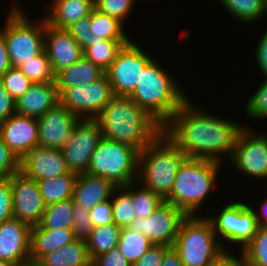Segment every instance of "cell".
Instances as JSON below:
<instances>
[{"instance_id":"1","label":"cell","mask_w":267,"mask_h":266,"mask_svg":"<svg viewBox=\"0 0 267 266\" xmlns=\"http://www.w3.org/2000/svg\"><path fill=\"white\" fill-rule=\"evenodd\" d=\"M238 122L201 111L188 99L162 127V132L187 158L222 163L221 156L231 158L235 140L242 128Z\"/></svg>"},{"instance_id":"2","label":"cell","mask_w":267,"mask_h":266,"mask_svg":"<svg viewBox=\"0 0 267 266\" xmlns=\"http://www.w3.org/2000/svg\"><path fill=\"white\" fill-rule=\"evenodd\" d=\"M102 137L144 150L162 127L128 96H114L95 118Z\"/></svg>"},{"instance_id":"3","label":"cell","mask_w":267,"mask_h":266,"mask_svg":"<svg viewBox=\"0 0 267 266\" xmlns=\"http://www.w3.org/2000/svg\"><path fill=\"white\" fill-rule=\"evenodd\" d=\"M158 63L153 59L145 67L128 97L163 127L189 97Z\"/></svg>"},{"instance_id":"4","label":"cell","mask_w":267,"mask_h":266,"mask_svg":"<svg viewBox=\"0 0 267 266\" xmlns=\"http://www.w3.org/2000/svg\"><path fill=\"white\" fill-rule=\"evenodd\" d=\"M186 158V154L161 132L139 152L137 179L143 187L164 200L170 194L178 169Z\"/></svg>"},{"instance_id":"5","label":"cell","mask_w":267,"mask_h":266,"mask_svg":"<svg viewBox=\"0 0 267 266\" xmlns=\"http://www.w3.org/2000/svg\"><path fill=\"white\" fill-rule=\"evenodd\" d=\"M220 165L211 160L186 158L164 201L180 208L188 216H197L201 204L214 188Z\"/></svg>"},{"instance_id":"6","label":"cell","mask_w":267,"mask_h":266,"mask_svg":"<svg viewBox=\"0 0 267 266\" xmlns=\"http://www.w3.org/2000/svg\"><path fill=\"white\" fill-rule=\"evenodd\" d=\"M207 217L188 216L181 224L173 248L183 266H208L226 250Z\"/></svg>"},{"instance_id":"7","label":"cell","mask_w":267,"mask_h":266,"mask_svg":"<svg viewBox=\"0 0 267 266\" xmlns=\"http://www.w3.org/2000/svg\"><path fill=\"white\" fill-rule=\"evenodd\" d=\"M12 6L0 32L5 37L11 66L19 67L45 50L46 20L39 19L36 24L35 21L29 20L19 5Z\"/></svg>"},{"instance_id":"8","label":"cell","mask_w":267,"mask_h":266,"mask_svg":"<svg viewBox=\"0 0 267 266\" xmlns=\"http://www.w3.org/2000/svg\"><path fill=\"white\" fill-rule=\"evenodd\" d=\"M138 156L134 147L102 137L92 154L87 174L110 180L116 187L127 186L137 179Z\"/></svg>"},{"instance_id":"9","label":"cell","mask_w":267,"mask_h":266,"mask_svg":"<svg viewBox=\"0 0 267 266\" xmlns=\"http://www.w3.org/2000/svg\"><path fill=\"white\" fill-rule=\"evenodd\" d=\"M217 215L207 219L211 222L218 240L224 238L225 242L227 240L231 244L239 243L242 250L252 240L259 227L255 209L244 202H231Z\"/></svg>"},{"instance_id":"10","label":"cell","mask_w":267,"mask_h":266,"mask_svg":"<svg viewBox=\"0 0 267 266\" xmlns=\"http://www.w3.org/2000/svg\"><path fill=\"white\" fill-rule=\"evenodd\" d=\"M131 40L118 52L116 59L105 71L115 96H129L136 88L141 72L153 60Z\"/></svg>"},{"instance_id":"11","label":"cell","mask_w":267,"mask_h":266,"mask_svg":"<svg viewBox=\"0 0 267 266\" xmlns=\"http://www.w3.org/2000/svg\"><path fill=\"white\" fill-rule=\"evenodd\" d=\"M114 96L104 75L91 83L65 88L59 94V102L80 119H95Z\"/></svg>"},{"instance_id":"12","label":"cell","mask_w":267,"mask_h":266,"mask_svg":"<svg viewBox=\"0 0 267 266\" xmlns=\"http://www.w3.org/2000/svg\"><path fill=\"white\" fill-rule=\"evenodd\" d=\"M243 126L236 137L231 162L238 172L257 179L267 178V134Z\"/></svg>"},{"instance_id":"13","label":"cell","mask_w":267,"mask_h":266,"mask_svg":"<svg viewBox=\"0 0 267 266\" xmlns=\"http://www.w3.org/2000/svg\"><path fill=\"white\" fill-rule=\"evenodd\" d=\"M187 217L183 210L164 201L150 216L136 217L127 228L143 233L154 245L173 246Z\"/></svg>"},{"instance_id":"14","label":"cell","mask_w":267,"mask_h":266,"mask_svg":"<svg viewBox=\"0 0 267 266\" xmlns=\"http://www.w3.org/2000/svg\"><path fill=\"white\" fill-rule=\"evenodd\" d=\"M101 139V129L95 119H80L61 148L68 170L77 175L87 173L92 154Z\"/></svg>"},{"instance_id":"15","label":"cell","mask_w":267,"mask_h":266,"mask_svg":"<svg viewBox=\"0 0 267 266\" xmlns=\"http://www.w3.org/2000/svg\"><path fill=\"white\" fill-rule=\"evenodd\" d=\"M8 179L12 187L13 218L31 227L38 226L46 205L43 202L37 182L21 170Z\"/></svg>"},{"instance_id":"16","label":"cell","mask_w":267,"mask_h":266,"mask_svg":"<svg viewBox=\"0 0 267 266\" xmlns=\"http://www.w3.org/2000/svg\"><path fill=\"white\" fill-rule=\"evenodd\" d=\"M80 118L58 102L37 118L38 147L61 149L73 133Z\"/></svg>"},{"instance_id":"17","label":"cell","mask_w":267,"mask_h":266,"mask_svg":"<svg viewBox=\"0 0 267 266\" xmlns=\"http://www.w3.org/2000/svg\"><path fill=\"white\" fill-rule=\"evenodd\" d=\"M0 137L21 160L28 152L38 147L37 118L13 114L0 123Z\"/></svg>"},{"instance_id":"18","label":"cell","mask_w":267,"mask_h":266,"mask_svg":"<svg viewBox=\"0 0 267 266\" xmlns=\"http://www.w3.org/2000/svg\"><path fill=\"white\" fill-rule=\"evenodd\" d=\"M32 227L12 218L0 224V260L16 266L30 262Z\"/></svg>"},{"instance_id":"19","label":"cell","mask_w":267,"mask_h":266,"mask_svg":"<svg viewBox=\"0 0 267 266\" xmlns=\"http://www.w3.org/2000/svg\"><path fill=\"white\" fill-rule=\"evenodd\" d=\"M44 46L55 74L83 57V49L66 29L56 28L47 22Z\"/></svg>"},{"instance_id":"20","label":"cell","mask_w":267,"mask_h":266,"mask_svg":"<svg viewBox=\"0 0 267 266\" xmlns=\"http://www.w3.org/2000/svg\"><path fill=\"white\" fill-rule=\"evenodd\" d=\"M20 170L35 181L70 172L61 149L42 147L34 148L20 160Z\"/></svg>"},{"instance_id":"21","label":"cell","mask_w":267,"mask_h":266,"mask_svg":"<svg viewBox=\"0 0 267 266\" xmlns=\"http://www.w3.org/2000/svg\"><path fill=\"white\" fill-rule=\"evenodd\" d=\"M58 102L59 94L55 82L33 83L16 100V114L40 118Z\"/></svg>"},{"instance_id":"22","label":"cell","mask_w":267,"mask_h":266,"mask_svg":"<svg viewBox=\"0 0 267 266\" xmlns=\"http://www.w3.org/2000/svg\"><path fill=\"white\" fill-rule=\"evenodd\" d=\"M116 186L100 176L79 174L74 183L72 200L82 208L91 209L111 199Z\"/></svg>"},{"instance_id":"23","label":"cell","mask_w":267,"mask_h":266,"mask_svg":"<svg viewBox=\"0 0 267 266\" xmlns=\"http://www.w3.org/2000/svg\"><path fill=\"white\" fill-rule=\"evenodd\" d=\"M72 229H42L34 226L31 229L30 262L36 263L42 256L74 241Z\"/></svg>"},{"instance_id":"24","label":"cell","mask_w":267,"mask_h":266,"mask_svg":"<svg viewBox=\"0 0 267 266\" xmlns=\"http://www.w3.org/2000/svg\"><path fill=\"white\" fill-rule=\"evenodd\" d=\"M50 15L45 16L48 24L66 29L85 16H89L94 7V0H53Z\"/></svg>"},{"instance_id":"25","label":"cell","mask_w":267,"mask_h":266,"mask_svg":"<svg viewBox=\"0 0 267 266\" xmlns=\"http://www.w3.org/2000/svg\"><path fill=\"white\" fill-rule=\"evenodd\" d=\"M104 75L105 72L100 67L83 56L70 67L64 68L55 74L58 94L65 88L88 84L99 80Z\"/></svg>"},{"instance_id":"26","label":"cell","mask_w":267,"mask_h":266,"mask_svg":"<svg viewBox=\"0 0 267 266\" xmlns=\"http://www.w3.org/2000/svg\"><path fill=\"white\" fill-rule=\"evenodd\" d=\"M37 266H92L85 241L77 240L68 243L42 256Z\"/></svg>"},{"instance_id":"27","label":"cell","mask_w":267,"mask_h":266,"mask_svg":"<svg viewBox=\"0 0 267 266\" xmlns=\"http://www.w3.org/2000/svg\"><path fill=\"white\" fill-rule=\"evenodd\" d=\"M76 177L77 174L69 172L59 177L44 178L36 181L44 204L47 206L62 200L71 199Z\"/></svg>"},{"instance_id":"28","label":"cell","mask_w":267,"mask_h":266,"mask_svg":"<svg viewBox=\"0 0 267 266\" xmlns=\"http://www.w3.org/2000/svg\"><path fill=\"white\" fill-rule=\"evenodd\" d=\"M90 30L92 33L91 39L131 41L128 35H126L121 21L101 13L95 8L90 14Z\"/></svg>"},{"instance_id":"29","label":"cell","mask_w":267,"mask_h":266,"mask_svg":"<svg viewBox=\"0 0 267 266\" xmlns=\"http://www.w3.org/2000/svg\"><path fill=\"white\" fill-rule=\"evenodd\" d=\"M129 42L91 39V45L83 49V56L105 72L116 59L118 52Z\"/></svg>"},{"instance_id":"30","label":"cell","mask_w":267,"mask_h":266,"mask_svg":"<svg viewBox=\"0 0 267 266\" xmlns=\"http://www.w3.org/2000/svg\"><path fill=\"white\" fill-rule=\"evenodd\" d=\"M120 232L121 228L115 223L93 227L86 241L91 260L117 247Z\"/></svg>"},{"instance_id":"31","label":"cell","mask_w":267,"mask_h":266,"mask_svg":"<svg viewBox=\"0 0 267 266\" xmlns=\"http://www.w3.org/2000/svg\"><path fill=\"white\" fill-rule=\"evenodd\" d=\"M154 244L141 232L130 228H121L117 248L122 255L133 265Z\"/></svg>"},{"instance_id":"32","label":"cell","mask_w":267,"mask_h":266,"mask_svg":"<svg viewBox=\"0 0 267 266\" xmlns=\"http://www.w3.org/2000/svg\"><path fill=\"white\" fill-rule=\"evenodd\" d=\"M73 209L72 198L47 205L38 226L47 230L71 229Z\"/></svg>"},{"instance_id":"33","label":"cell","mask_w":267,"mask_h":266,"mask_svg":"<svg viewBox=\"0 0 267 266\" xmlns=\"http://www.w3.org/2000/svg\"><path fill=\"white\" fill-rule=\"evenodd\" d=\"M110 200L114 223L120 228L128 227L137 217L131 198V183L127 186L116 187Z\"/></svg>"},{"instance_id":"34","label":"cell","mask_w":267,"mask_h":266,"mask_svg":"<svg viewBox=\"0 0 267 266\" xmlns=\"http://www.w3.org/2000/svg\"><path fill=\"white\" fill-rule=\"evenodd\" d=\"M218 2L240 23H253L266 14V0H219Z\"/></svg>"},{"instance_id":"35","label":"cell","mask_w":267,"mask_h":266,"mask_svg":"<svg viewBox=\"0 0 267 266\" xmlns=\"http://www.w3.org/2000/svg\"><path fill=\"white\" fill-rule=\"evenodd\" d=\"M18 68L32 83L55 82V73L45 50Z\"/></svg>"},{"instance_id":"36","label":"cell","mask_w":267,"mask_h":266,"mask_svg":"<svg viewBox=\"0 0 267 266\" xmlns=\"http://www.w3.org/2000/svg\"><path fill=\"white\" fill-rule=\"evenodd\" d=\"M131 183V198L134 205V211L139 218L150 216L164 200L156 193L140 185L138 190L133 187L137 184ZM134 189H133V188Z\"/></svg>"},{"instance_id":"37","label":"cell","mask_w":267,"mask_h":266,"mask_svg":"<svg viewBox=\"0 0 267 266\" xmlns=\"http://www.w3.org/2000/svg\"><path fill=\"white\" fill-rule=\"evenodd\" d=\"M240 251L247 266H267V228L258 227L252 240Z\"/></svg>"},{"instance_id":"38","label":"cell","mask_w":267,"mask_h":266,"mask_svg":"<svg viewBox=\"0 0 267 266\" xmlns=\"http://www.w3.org/2000/svg\"><path fill=\"white\" fill-rule=\"evenodd\" d=\"M0 83L16 101L33 84L18 67H11L1 78Z\"/></svg>"},{"instance_id":"39","label":"cell","mask_w":267,"mask_h":266,"mask_svg":"<svg viewBox=\"0 0 267 266\" xmlns=\"http://www.w3.org/2000/svg\"><path fill=\"white\" fill-rule=\"evenodd\" d=\"M135 0H94V7L103 14L112 16L124 24L134 8Z\"/></svg>"},{"instance_id":"40","label":"cell","mask_w":267,"mask_h":266,"mask_svg":"<svg viewBox=\"0 0 267 266\" xmlns=\"http://www.w3.org/2000/svg\"><path fill=\"white\" fill-rule=\"evenodd\" d=\"M261 83L258 90L248 99L245 111L251 119L267 118V78Z\"/></svg>"},{"instance_id":"41","label":"cell","mask_w":267,"mask_h":266,"mask_svg":"<svg viewBox=\"0 0 267 266\" xmlns=\"http://www.w3.org/2000/svg\"><path fill=\"white\" fill-rule=\"evenodd\" d=\"M89 210L74 203L72 214L73 236L77 240L87 241L92 231Z\"/></svg>"},{"instance_id":"42","label":"cell","mask_w":267,"mask_h":266,"mask_svg":"<svg viewBox=\"0 0 267 266\" xmlns=\"http://www.w3.org/2000/svg\"><path fill=\"white\" fill-rule=\"evenodd\" d=\"M20 170V160L0 137V179H6Z\"/></svg>"},{"instance_id":"43","label":"cell","mask_w":267,"mask_h":266,"mask_svg":"<svg viewBox=\"0 0 267 266\" xmlns=\"http://www.w3.org/2000/svg\"><path fill=\"white\" fill-rule=\"evenodd\" d=\"M66 30L82 49L91 45L90 15L70 25Z\"/></svg>"},{"instance_id":"44","label":"cell","mask_w":267,"mask_h":266,"mask_svg":"<svg viewBox=\"0 0 267 266\" xmlns=\"http://www.w3.org/2000/svg\"><path fill=\"white\" fill-rule=\"evenodd\" d=\"M13 218V197L10 180L0 179V224Z\"/></svg>"},{"instance_id":"45","label":"cell","mask_w":267,"mask_h":266,"mask_svg":"<svg viewBox=\"0 0 267 266\" xmlns=\"http://www.w3.org/2000/svg\"><path fill=\"white\" fill-rule=\"evenodd\" d=\"M89 214L93 227L114 223L111 200L99 203L89 209Z\"/></svg>"},{"instance_id":"46","label":"cell","mask_w":267,"mask_h":266,"mask_svg":"<svg viewBox=\"0 0 267 266\" xmlns=\"http://www.w3.org/2000/svg\"><path fill=\"white\" fill-rule=\"evenodd\" d=\"M92 266H132L117 247L92 260Z\"/></svg>"},{"instance_id":"47","label":"cell","mask_w":267,"mask_h":266,"mask_svg":"<svg viewBox=\"0 0 267 266\" xmlns=\"http://www.w3.org/2000/svg\"><path fill=\"white\" fill-rule=\"evenodd\" d=\"M170 246L153 245L137 262L132 266H160L165 251Z\"/></svg>"},{"instance_id":"48","label":"cell","mask_w":267,"mask_h":266,"mask_svg":"<svg viewBox=\"0 0 267 266\" xmlns=\"http://www.w3.org/2000/svg\"><path fill=\"white\" fill-rule=\"evenodd\" d=\"M16 114V101L0 83V123Z\"/></svg>"},{"instance_id":"49","label":"cell","mask_w":267,"mask_h":266,"mask_svg":"<svg viewBox=\"0 0 267 266\" xmlns=\"http://www.w3.org/2000/svg\"><path fill=\"white\" fill-rule=\"evenodd\" d=\"M255 51V60L258 64L257 67L260 69L259 71H261V75H264L263 77L267 78V27L258 42Z\"/></svg>"},{"instance_id":"50","label":"cell","mask_w":267,"mask_h":266,"mask_svg":"<svg viewBox=\"0 0 267 266\" xmlns=\"http://www.w3.org/2000/svg\"><path fill=\"white\" fill-rule=\"evenodd\" d=\"M228 251L229 250L223 251L208 266H247L242 251H241V256L239 257L232 255Z\"/></svg>"},{"instance_id":"51","label":"cell","mask_w":267,"mask_h":266,"mask_svg":"<svg viewBox=\"0 0 267 266\" xmlns=\"http://www.w3.org/2000/svg\"><path fill=\"white\" fill-rule=\"evenodd\" d=\"M4 35L0 32V78L11 68Z\"/></svg>"},{"instance_id":"52","label":"cell","mask_w":267,"mask_h":266,"mask_svg":"<svg viewBox=\"0 0 267 266\" xmlns=\"http://www.w3.org/2000/svg\"><path fill=\"white\" fill-rule=\"evenodd\" d=\"M160 266H183L179 254L170 246L164 253V257Z\"/></svg>"},{"instance_id":"53","label":"cell","mask_w":267,"mask_h":266,"mask_svg":"<svg viewBox=\"0 0 267 266\" xmlns=\"http://www.w3.org/2000/svg\"><path fill=\"white\" fill-rule=\"evenodd\" d=\"M262 202L261 211H259L261 214H257L258 212H256V218L259 227L267 228V198Z\"/></svg>"},{"instance_id":"54","label":"cell","mask_w":267,"mask_h":266,"mask_svg":"<svg viewBox=\"0 0 267 266\" xmlns=\"http://www.w3.org/2000/svg\"><path fill=\"white\" fill-rule=\"evenodd\" d=\"M0 266H16V265L6 260H0Z\"/></svg>"},{"instance_id":"55","label":"cell","mask_w":267,"mask_h":266,"mask_svg":"<svg viewBox=\"0 0 267 266\" xmlns=\"http://www.w3.org/2000/svg\"><path fill=\"white\" fill-rule=\"evenodd\" d=\"M18 266H37L36 263H26V264H23V265H18Z\"/></svg>"}]
</instances>
